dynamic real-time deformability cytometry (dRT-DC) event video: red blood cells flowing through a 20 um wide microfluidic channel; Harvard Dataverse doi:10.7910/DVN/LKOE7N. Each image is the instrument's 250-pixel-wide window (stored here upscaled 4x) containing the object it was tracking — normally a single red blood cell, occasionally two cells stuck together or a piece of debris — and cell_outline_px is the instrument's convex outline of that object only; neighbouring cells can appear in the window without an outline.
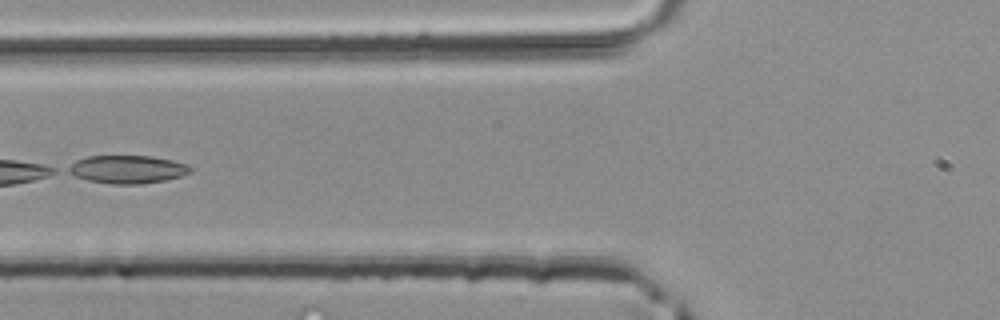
{"species": "common noctule bat (a hibernating species)", "species_latin": "Nyctalus noctula", "temperature_condition": "room temperature", "stored_images_in_passage": 4, "camera_frame_rate_fps": 3000, "um_per_image_px": 0.085, "animal": {"sex": "male", "body_mass_g": 20.4}, "frame": {"image": 1, "passage_image": 4, "time_ms": 1.0, "image_size_px": [1000, 320], "cell_outline_px": [[192, 172], [168, 180], [140, 184], [112, 184], [88, 180], [76, 176], [68, 172], [64, 168], [76, 160], [88, 156], [152, 156], [172, 160], [188, 164], [192, 168]], "centroid_in_image_um": [10.84, 14.39], "position_along_channel_um": 115.0, "area_um2": 20.11}}